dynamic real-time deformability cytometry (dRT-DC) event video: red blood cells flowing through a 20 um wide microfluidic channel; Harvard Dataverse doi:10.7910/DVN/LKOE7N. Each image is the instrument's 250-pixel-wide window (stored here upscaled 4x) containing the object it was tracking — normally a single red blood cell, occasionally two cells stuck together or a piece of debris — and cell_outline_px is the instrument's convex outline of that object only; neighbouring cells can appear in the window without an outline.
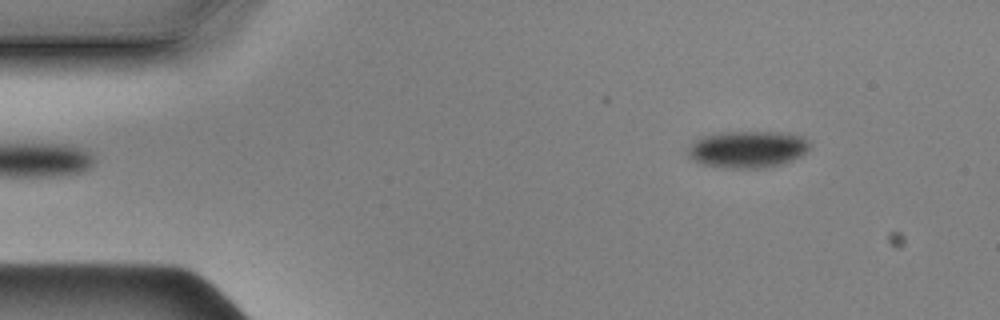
{"species": "Egyptian fruit bat (a non-hibernating species)", "species_latin": "Rousettus aegyptiacus", "temperature_condition": "cold", "stored_images_in_passage": 54, "camera_frame_rate_fps": 3000, "um_per_image_px": 0.085, "animal": {"sex": "male"}, "frame": {"image": 1, "passage_image": 4, "time_ms": 1.0, "image_size_px": [1000, 320], "cell_outline_px": [[808, 148], [800, 156], [792, 160], [780, 164], [764, 168], [720, 168], [700, 164], [688, 156], [688, 148], [696, 140], [704, 136], [732, 132], [780, 132], [804, 136], [808, 144]], "centroid_in_image_um": [63.53, 12.71], "position_along_channel_um": 21.5, "area_um2": 25.95}}
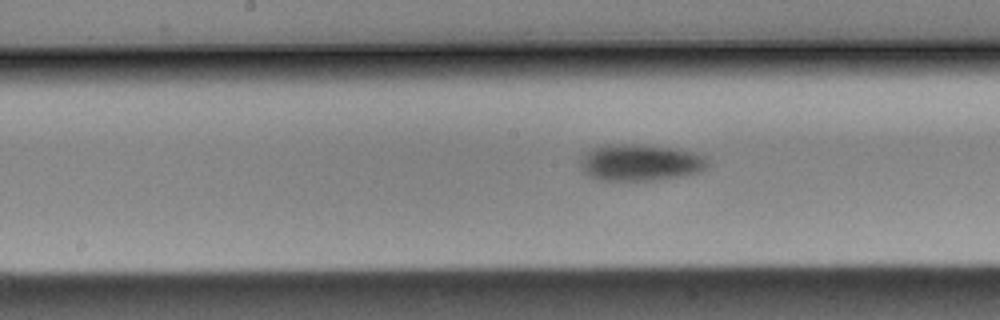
{"frame": {"image": 2, "passage_image": 25, "time_ms": 8.0, "image_size_px": [1000, 320], "cell_outline_px": [[708, 164], [704, 168], [696, 172], [676, 176], [652, 180], [600, 180], [584, 172], [584, 156], [592, 148], [608, 144], [644, 144], [680, 148], [704, 156], [708, 160]], "centroid_in_image_um": [54.47, 13.78], "position_along_channel_um": 193.7, "area_um2": 26.59}}
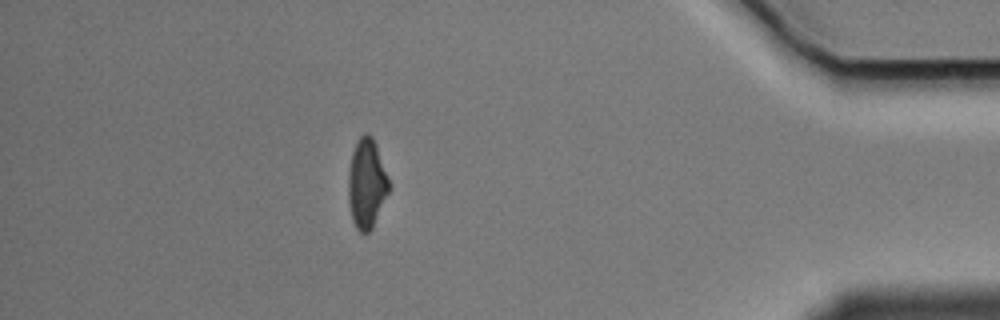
{"frame": {"image": 3, "passage_image": 47, "time_ms": 15.333, "image_size_px": [1000, 320], "cell_outline_px": [[388, 192], [372, 228], [368, 232], [360, 232], [356, 228], [352, 220], [348, 200], [348, 172], [352, 152], [356, 140], [364, 132], [368, 132], [372, 136], [376, 144], [388, 176]], "centroid_in_image_um": [31.14, 15.56], "position_along_channel_um": 404.1, "area_um2": 21.15}, "authors_computed_cell_mechanics": {"area_um2": 25.7788, "velocity_mm_per_s": 3.5146, "shape_relaxation_time_tau1_ms": 1.4228, "shape_relaxation_time_tau2_ms": null, "deformation_change_tau1": 0.0725, "deformation_change_tau2": null}}